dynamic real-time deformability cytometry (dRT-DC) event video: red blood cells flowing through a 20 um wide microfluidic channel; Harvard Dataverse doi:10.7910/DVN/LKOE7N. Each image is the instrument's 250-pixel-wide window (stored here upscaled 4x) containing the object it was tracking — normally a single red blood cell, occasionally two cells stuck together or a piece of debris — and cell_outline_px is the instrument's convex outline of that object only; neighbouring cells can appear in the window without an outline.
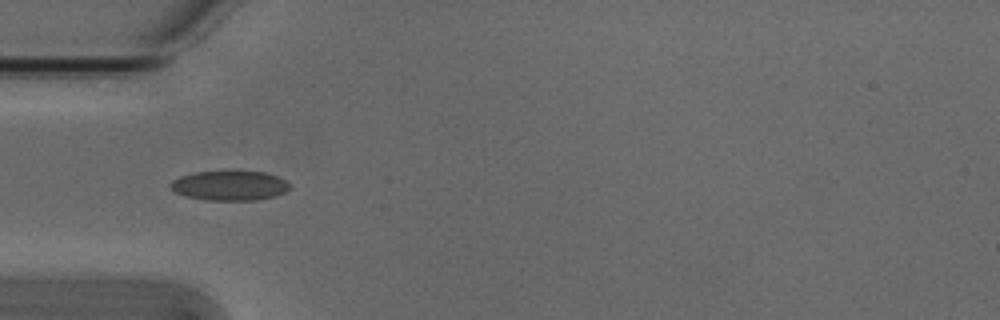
{"species": "Egyptian fruit bat (a non-hibernating species)", "species_latin": "Rousettus aegyptiacus", "temperature_condition": "cold", "stored_images_in_passage": 3, "camera_frame_rate_fps": 3000, "um_per_image_px": 0.085, "animal": {"sex": "male"}, "frame": {"image": 1, "passage_image": 1, "time_ms": 0.0, "image_size_px": [1000, 320], "cell_outline_px": [[292, 188], [276, 196], [256, 200], [204, 200], [184, 196], [168, 188], [168, 184], [172, 180], [180, 176], [196, 172], [264, 172], [276, 176], [292, 184]], "centroid_in_image_um": [19.5, 15.79], "position_along_channel_um": 65.5, "area_um2": 20.69}}